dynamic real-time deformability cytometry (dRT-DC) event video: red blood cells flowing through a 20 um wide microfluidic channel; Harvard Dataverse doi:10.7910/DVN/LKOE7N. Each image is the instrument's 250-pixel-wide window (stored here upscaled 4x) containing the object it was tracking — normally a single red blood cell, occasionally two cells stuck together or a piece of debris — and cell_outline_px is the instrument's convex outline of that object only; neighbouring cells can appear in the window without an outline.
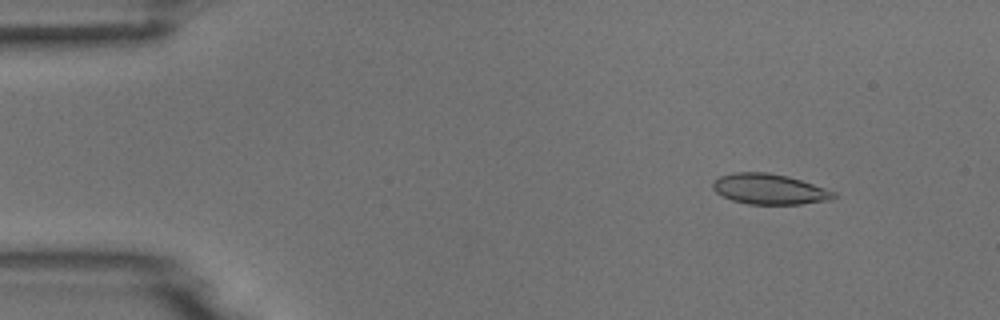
{"species": "common noctule bat (a hibernating species)", "species_latin": "Nyctalus noctula", "temperature_condition": "room temperature", "stored_images_in_passage": 50, "camera_frame_rate_fps": 3000, "um_per_image_px": 0.085, "animal": {"sex": "male", "body_mass_g": 18.8}, "frame": {"image": 1, "passage_image": 3, "time_ms": 0.667, "image_size_px": [1000, 320], "cell_outline_px": [[836, 196], [832, 200], [800, 204], [748, 204], [732, 200], [716, 192], [712, 188], [712, 184], [720, 176], [732, 172], [768, 172], [788, 176], [836, 192]], "centroid_in_image_um": [65.4, 16.07], "position_along_channel_um": 19.6, "area_um2": 21.39}}
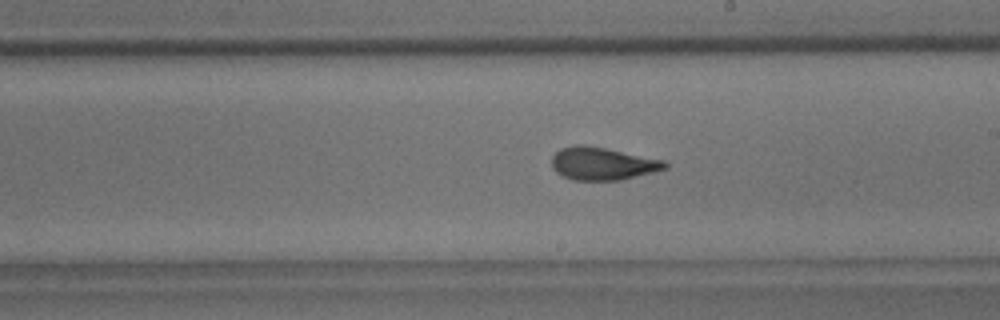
{"frame": {"image": 2, "passage_image": 27, "time_ms": 8.667, "image_size_px": [1000, 320], "cell_outline_px": [[668, 168], [620, 180], [572, 180], [556, 172], [552, 168], [552, 156], [560, 148], [576, 144], [584, 144], [664, 160], [668, 164]], "centroid_in_image_um": [51.18, 13.9], "position_along_channel_um": 237.8, "area_um2": 21.5}}
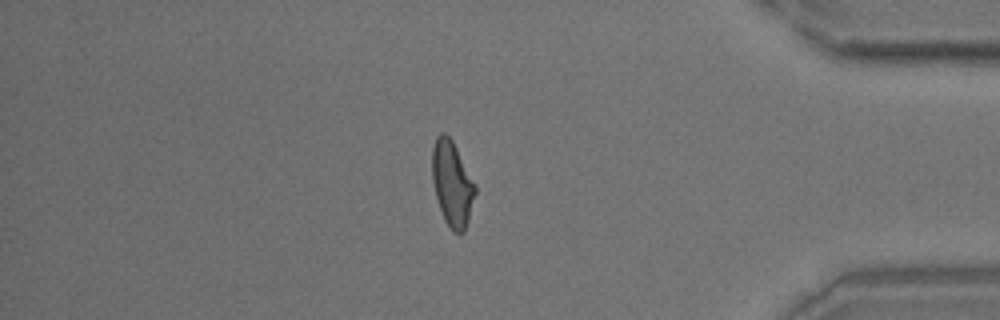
{"frame": {"image": 3, "passage_image": 42, "time_ms": 13.667, "image_size_px": [1000, 320], "cell_outline_px": [[476, 192], [468, 220], [464, 232], [460, 236], [452, 232], [444, 220], [436, 196], [432, 180], [432, 148], [436, 136], [440, 132], [444, 132], [452, 140], [476, 184]], "centroid_in_image_um": [38.43, 15.63], "position_along_channel_um": 396.8, "area_um2": 21.5}}